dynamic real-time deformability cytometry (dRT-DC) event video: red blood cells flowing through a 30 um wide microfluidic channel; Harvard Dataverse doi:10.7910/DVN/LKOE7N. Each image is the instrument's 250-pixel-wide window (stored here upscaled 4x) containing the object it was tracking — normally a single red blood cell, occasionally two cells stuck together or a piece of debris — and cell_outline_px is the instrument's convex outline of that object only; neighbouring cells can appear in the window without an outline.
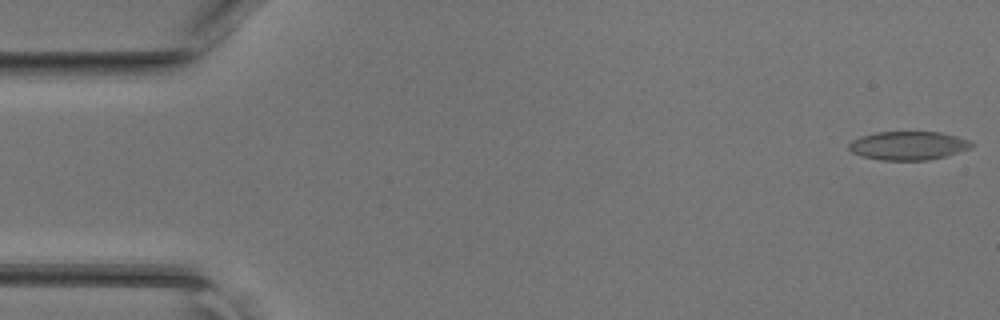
{"species": "common noctule bat (a hibernating species)", "species_latin": "Nyctalus noctula", "temperature_condition": "room temperature", "stored_images_in_passage": 43, "camera_frame_rate_fps": 3000, "um_per_image_px": 0.085, "animal": {"sex": "female", "body_mass_g": 17.0, "forearm_length_mm": 48.0}, "frame": {"image": 1, "passage_image": 1, "time_ms": 0.0, "image_size_px": [1000, 320], "cell_outline_px": [[976, 144], [972, 148], [944, 156], [928, 160], [880, 160], [860, 156], [852, 152], [848, 148], [848, 144], [852, 140], [860, 136], [876, 132], [940, 132], [956, 136], [968, 140]], "centroid_in_image_um": [77.19, 12.38], "position_along_channel_um": 7.8, "area_um2": 20.52}}
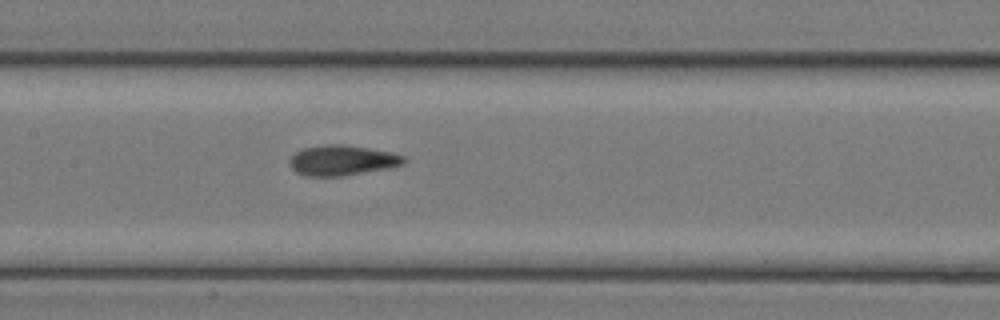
{"frame": {"image": 2, "passage_image": 22, "time_ms": 7.0, "image_size_px": [1000, 320], "cell_outline_px": [[408, 160], [404, 164], [392, 168], [344, 176], [304, 176], [296, 172], [288, 164], [288, 160], [296, 152], [304, 148], [324, 144], [344, 144], [392, 152], [404, 156]], "centroid_in_image_um": [29.11, 13.63], "position_along_channel_um": 178.3, "area_um2": 20.52}}
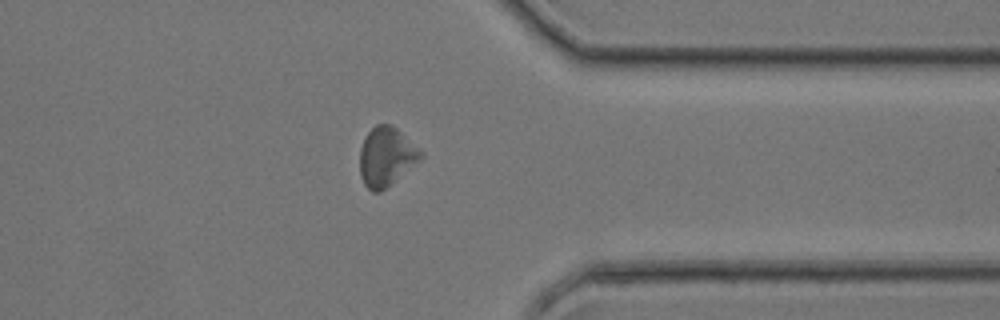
{"frame": {"image": 3, "passage_image": 36, "time_ms": 11.667, "image_size_px": [1000, 320], "cell_outline_px": [[424, 156], [420, 160], [380, 192], [372, 192], [364, 184], [360, 176], [360, 148], [368, 132], [376, 124], [392, 124], [424, 152]], "centroid_in_image_um": [32.84, 13.3], "position_along_channel_um": 378.6, "area_um2": 20.87}}